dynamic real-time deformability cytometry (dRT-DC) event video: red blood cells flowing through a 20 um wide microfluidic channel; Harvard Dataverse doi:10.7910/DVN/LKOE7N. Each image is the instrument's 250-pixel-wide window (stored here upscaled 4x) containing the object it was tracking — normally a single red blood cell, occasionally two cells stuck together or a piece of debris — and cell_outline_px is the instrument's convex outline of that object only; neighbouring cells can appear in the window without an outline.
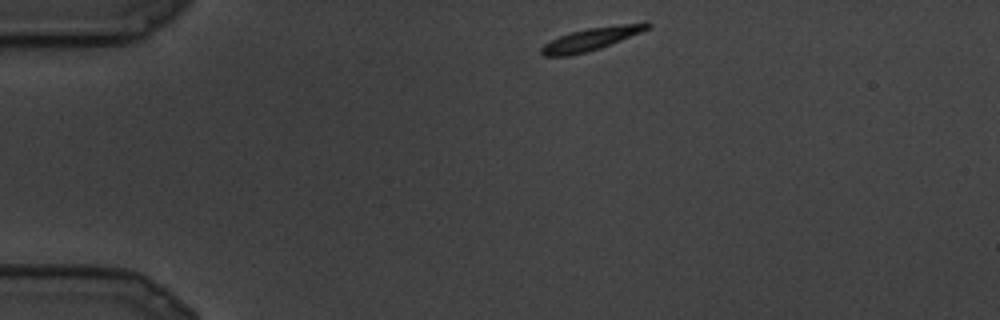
{"species": "common noctule bat (a hibernating species)", "species_latin": "Nyctalus noctula", "temperature_condition": "cold", "stored_images_in_passage": 7, "camera_frame_rate_fps": 3000, "um_per_image_px": 0.085, "animal": {"sex": "male", "body_mass_g": 19.5, "forearm_length_mm": 54.6}, "frame": {"image": 1, "passage_image": 1, "time_ms": 0.0, "image_size_px": [1000, 320], "cell_outline_px": [[652, 24], [648, 28], [640, 32], [600, 48], [568, 56], [544, 56], [540, 52], [540, 48], [544, 44], [560, 36], [572, 32], [588, 28], [644, 20]], "centroid_in_image_um": [50.29, 3.28], "position_along_channel_um": 34.7, "area_um2": 13.99}}
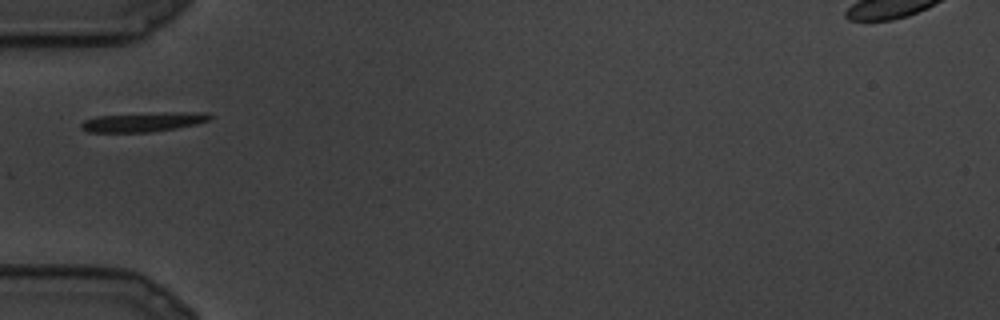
{"frame": {"image": 2, "passage_image": 4, "time_ms": 1.0, "image_size_px": [1000, 320], "cell_outline_px": [[216, 116], [212, 120], [196, 124], [176, 128], [152, 132], [88, 132], [80, 128], [80, 124], [84, 120], [96, 116], [168, 112], [208, 112]], "centroid_in_image_um": [12.27, 10.36], "position_along_channel_um": 72.7, "area_um2": 14.8}}
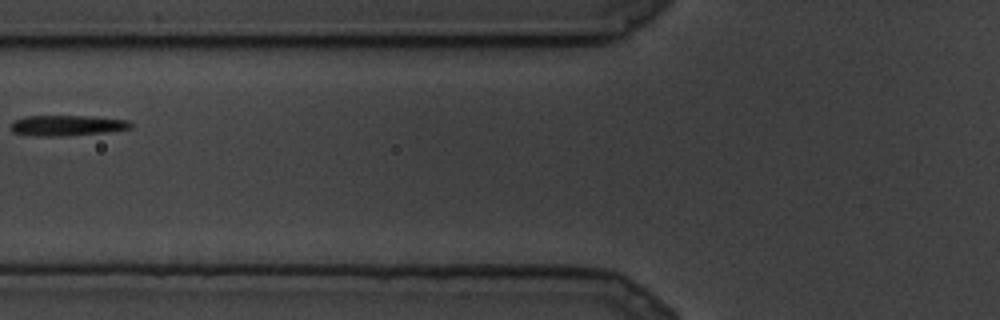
{"frame": {"image": 3, "passage_image": 6, "time_ms": 1.667, "image_size_px": [1000, 320], "cell_outline_px": [[132, 128], [104, 132], [64, 136], [32, 136], [12, 132], [12, 124], [16, 120], [24, 116], [88, 116], [128, 120], [132, 124]], "centroid_in_image_um": [5.69, 10.67], "position_along_channel_um": 120.1, "area_um2": 14.22}}